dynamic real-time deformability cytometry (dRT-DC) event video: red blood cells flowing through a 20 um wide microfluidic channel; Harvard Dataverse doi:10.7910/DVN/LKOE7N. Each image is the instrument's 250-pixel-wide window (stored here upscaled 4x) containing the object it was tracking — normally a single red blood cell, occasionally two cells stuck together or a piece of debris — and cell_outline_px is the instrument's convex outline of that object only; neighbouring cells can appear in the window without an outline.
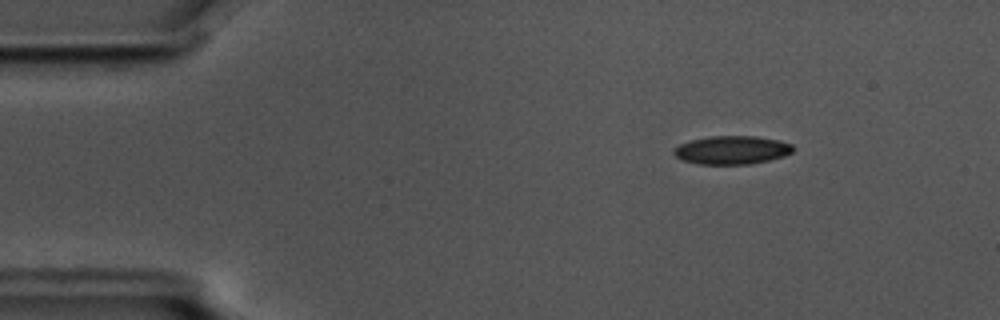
{"species": "common noctule bat (a hibernating species)", "species_latin": "Nyctalus noctula", "temperature_condition": "cold", "stored_images_in_passage": 56, "camera_frame_rate_fps": 3000, "um_per_image_px": 0.085, "animal": {"sex": "male", "body_mass_g": 17.5, "forearm_length_mm": 52.3}, "frame": {"image": 1, "passage_image": 8, "time_ms": 2.333, "image_size_px": [1000, 320], "cell_outline_px": [[792, 152], [784, 156], [768, 160], [748, 164], [700, 164], [684, 160], [676, 156], [672, 152], [680, 144], [692, 140], [712, 136], [756, 136], [776, 140], [792, 144]], "centroid_in_image_um": [62.21, 12.75], "position_along_channel_um": 22.8, "area_um2": 19.36}}
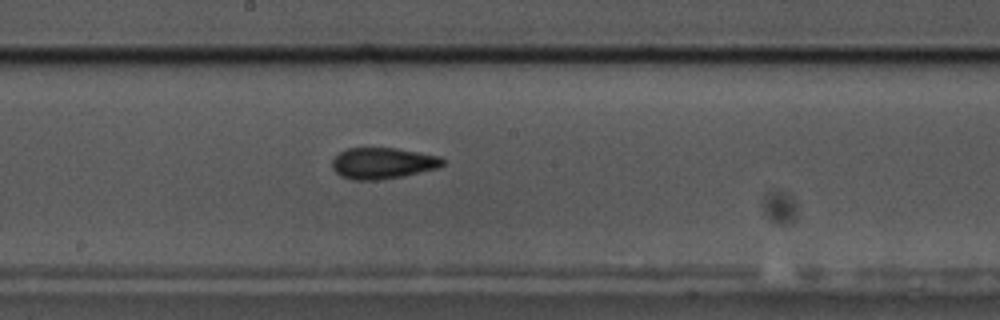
{"frame": {"image": 2, "passage_image": 30, "time_ms": 9.667, "image_size_px": [1000, 320], "cell_outline_px": [[444, 164], [436, 168], [404, 176], [376, 180], [352, 180], [340, 176], [332, 168], [332, 160], [340, 152], [348, 148], [396, 148], [420, 152], [440, 156], [444, 160]], "centroid_in_image_um": [32.52, 13.87], "position_along_channel_um": 215.7, "area_um2": 20.11}}
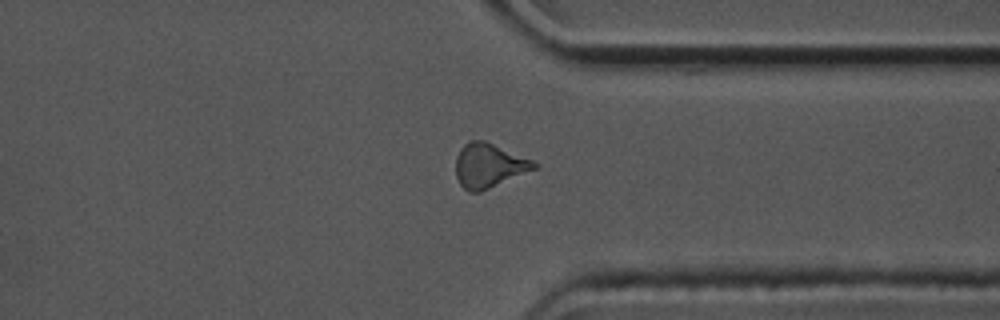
{"frame": {"image": 3, "passage_image": 43, "time_ms": 14.0, "image_size_px": [1000, 320], "cell_outline_px": [[540, 164], [536, 168], [480, 192], [468, 192], [460, 184], [456, 176], [456, 156], [460, 148], [468, 140], [484, 140], [532, 160]], "centroid_in_image_um": [41.52, 14.06], "position_along_channel_um": 369.9, "area_um2": 20.06}, "authors_computed_cell_mechanics": {"area_um2": 19.7387, "velocity_mm_per_s": 3.5847, "shape_relaxation_time_tau1_ms": 8.5078, "shape_relaxation_time_tau2_ms": 3.3166, "deformation_change_tau1": 0.1535, "deformation_change_tau2": 0.1079}}